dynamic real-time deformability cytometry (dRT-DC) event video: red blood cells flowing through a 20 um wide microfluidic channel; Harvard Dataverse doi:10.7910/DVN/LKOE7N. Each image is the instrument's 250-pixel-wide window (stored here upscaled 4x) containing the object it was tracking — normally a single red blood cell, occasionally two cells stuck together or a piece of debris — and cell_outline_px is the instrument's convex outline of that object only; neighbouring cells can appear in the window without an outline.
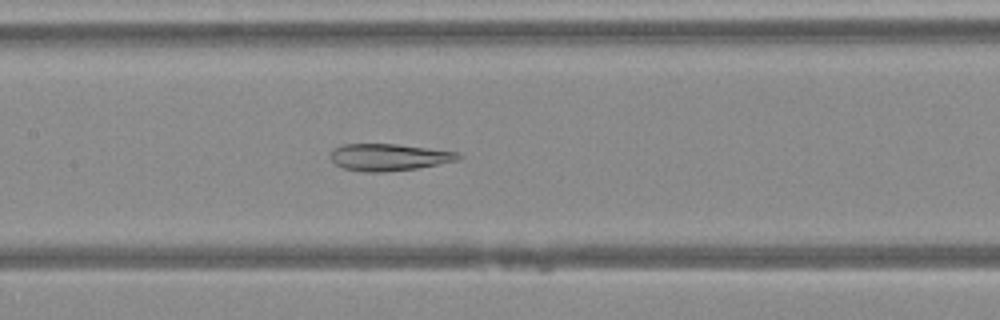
{"species": "Egyptian fruit bat (a non-hibernating species)", "species_latin": "Rousettus aegyptiacus", "temperature_condition": "warm", "stored_images_in_passage": 35, "camera_frame_rate_fps": 3000, "um_per_image_px": 0.085, "animal": {"sex": "female"}, "frame": {"image": 1, "passage_image": 18, "time_ms": 5.667, "image_size_px": [1000, 320], "cell_outline_px": [[464, 156], [460, 160], [416, 168], [384, 172], [364, 172], [344, 168], [336, 164], [328, 156], [332, 148], [344, 144], [396, 144], [456, 152]], "centroid_in_image_um": [33.02, 13.36], "position_along_channel_um": 174.4, "area_um2": 20.06}}
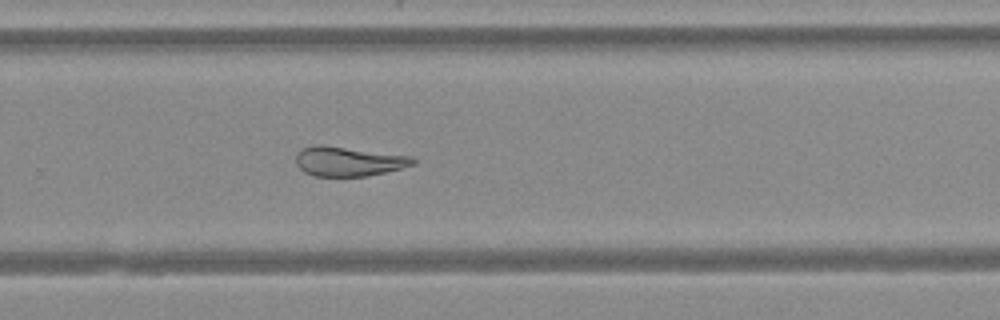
{"frame": {"image": 2, "passage_image": 27, "time_ms": 8.667, "image_size_px": [1000, 320], "cell_outline_px": [[416, 164], [368, 176], [316, 176], [304, 172], [296, 164], [296, 152], [304, 148], [316, 144], [320, 144], [412, 156], [416, 160]], "centroid_in_image_um": [29.61, 13.71], "position_along_channel_um": 300.2, "area_um2": 20.11}}
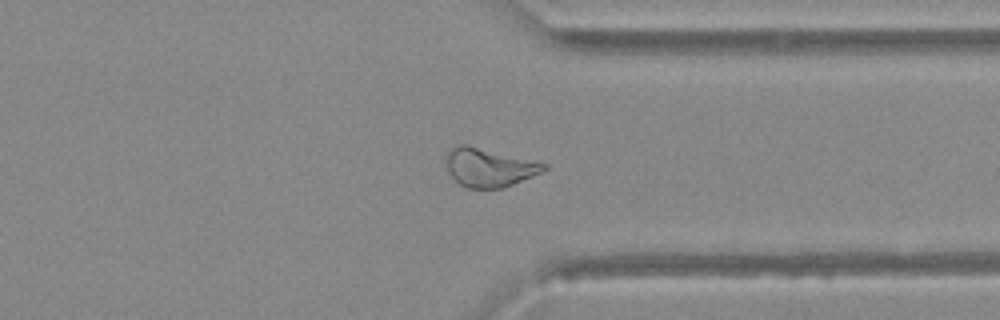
{"frame": {"image": 3, "passage_image": 32, "time_ms": 10.333, "image_size_px": [1000, 320], "cell_outline_px": [[548, 168], [532, 176], [504, 188], [468, 188], [460, 184], [448, 172], [444, 156], [452, 148], [460, 144], [464, 144], [548, 164]], "centroid_in_image_um": [41.54, 14.24], "position_along_channel_um": 369.9, "area_um2": 21.68}}